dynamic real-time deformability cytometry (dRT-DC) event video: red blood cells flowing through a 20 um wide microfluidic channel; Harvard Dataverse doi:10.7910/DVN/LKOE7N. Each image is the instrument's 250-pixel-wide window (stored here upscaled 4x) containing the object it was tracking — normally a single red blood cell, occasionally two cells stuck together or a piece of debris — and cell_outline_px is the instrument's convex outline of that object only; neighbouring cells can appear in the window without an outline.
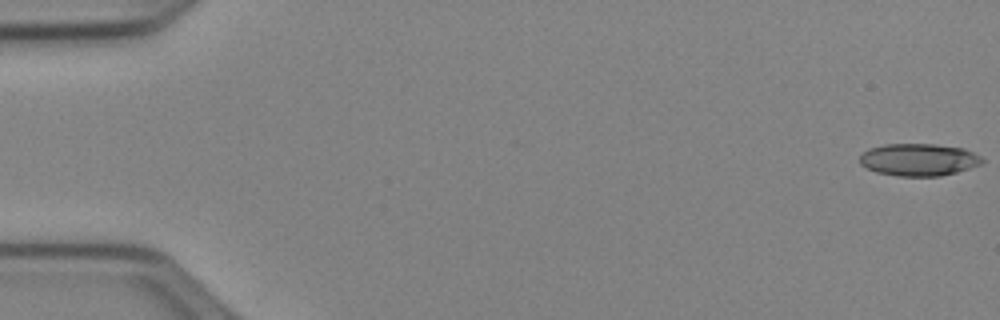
{"species": "Egyptian fruit bat (a non-hibernating species)", "species_latin": "Rousettus aegyptiacus", "temperature_condition": "cold", "stored_images_in_passage": 52, "camera_frame_rate_fps": 3000, "um_per_image_px": 0.085, "animal": {"sex": "female"}, "frame": {"image": 1, "passage_image": 1, "time_ms": 0.0, "image_size_px": [1000, 320], "cell_outline_px": [[984, 160], [980, 164], [956, 172], [940, 176], [896, 176], [876, 172], [860, 164], [860, 156], [868, 148], [884, 144], [936, 144], [964, 148], [980, 156]], "centroid_in_image_um": [78.07, 13.57], "position_along_channel_um": 6.9, "area_um2": 23.0}}
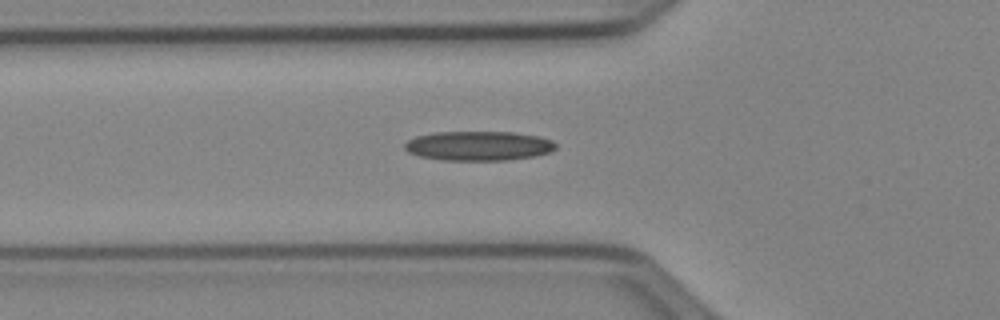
{"frame": {"image": 2, "passage_image": 19, "time_ms": 6.0, "image_size_px": [1000, 320], "cell_outline_px": [[556, 148], [552, 152], [532, 156], [508, 160], [444, 160], [420, 156], [408, 152], [404, 148], [404, 144], [408, 140], [416, 136], [436, 132], [512, 132], [540, 136], [552, 140], [556, 144]], "centroid_in_image_um": [40.69, 12.39], "position_along_channel_um": 85.1, "area_um2": 25.95}}
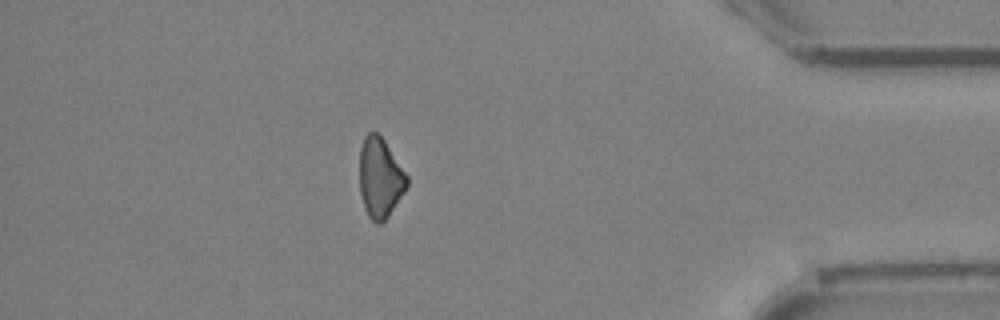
{"frame": {"image": 3, "passage_image": 46, "time_ms": 15.0, "image_size_px": [1000, 320], "cell_outline_px": [[408, 184], [404, 192], [388, 216], [380, 224], [376, 224], [368, 216], [364, 208], [360, 192], [360, 148], [364, 136], [368, 132], [376, 132], [384, 140], [408, 176]], "centroid_in_image_um": [32.3, 15.12], "position_along_channel_um": 402.9, "area_um2": 21.96}}